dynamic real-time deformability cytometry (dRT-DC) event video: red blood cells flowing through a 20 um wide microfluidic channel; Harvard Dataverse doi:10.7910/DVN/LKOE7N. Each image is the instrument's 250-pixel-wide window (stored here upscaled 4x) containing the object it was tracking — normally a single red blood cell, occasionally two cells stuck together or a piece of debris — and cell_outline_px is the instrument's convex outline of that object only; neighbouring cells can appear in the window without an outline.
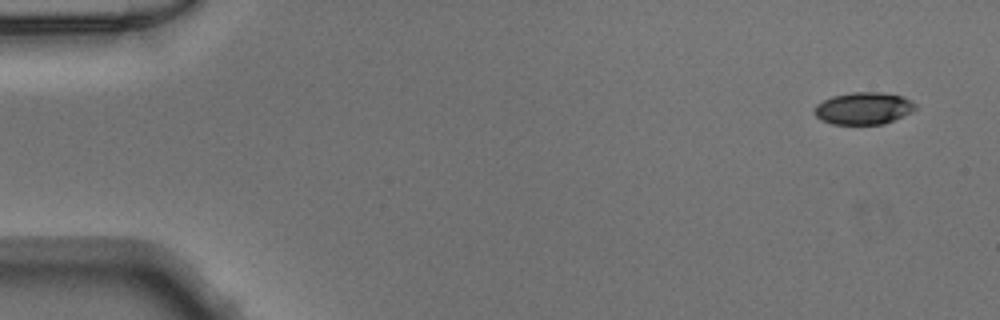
{"species": "Egyptian fruit bat (a non-hibernating species)", "species_latin": "Rousettus aegyptiacus", "temperature_condition": "warm", "stored_images_in_passage": 48, "camera_frame_rate_fps": 3000, "um_per_image_px": 0.085, "animal": {"sex": "male"}, "frame": {"image": 1, "passage_image": 1, "time_ms": 0.0, "image_size_px": [1000, 320], "cell_outline_px": [[916, 108], [912, 112], [884, 124], [832, 124], [820, 120], [816, 116], [816, 104], [832, 96], [852, 92], [880, 92], [904, 96], [912, 100], [916, 104]], "centroid_in_image_um": [73.43, 9.2], "position_along_channel_um": 11.6, "area_um2": 18.96}}
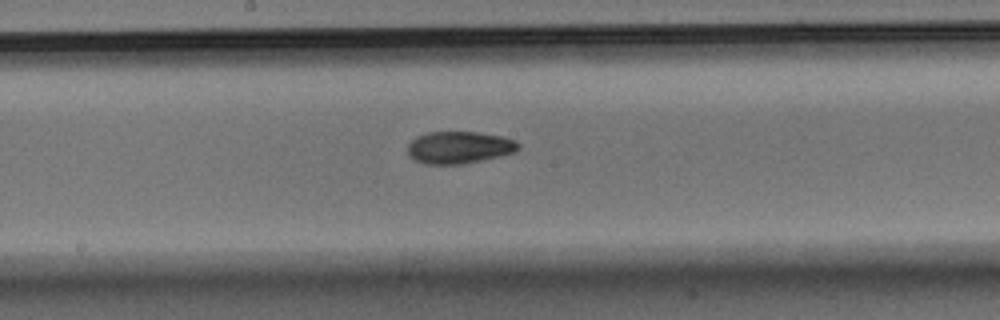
{"frame": {"image": 2, "passage_image": 25, "time_ms": 8.0, "image_size_px": [1000, 320], "cell_outline_px": [[520, 148], [516, 152], [500, 156], [464, 164], [424, 164], [416, 160], [408, 152], [408, 144], [416, 136], [428, 132], [476, 132], [500, 136], [516, 140], [520, 144]], "centroid_in_image_um": [39.06, 12.53], "position_along_channel_um": 209.1, "area_um2": 20.75}}
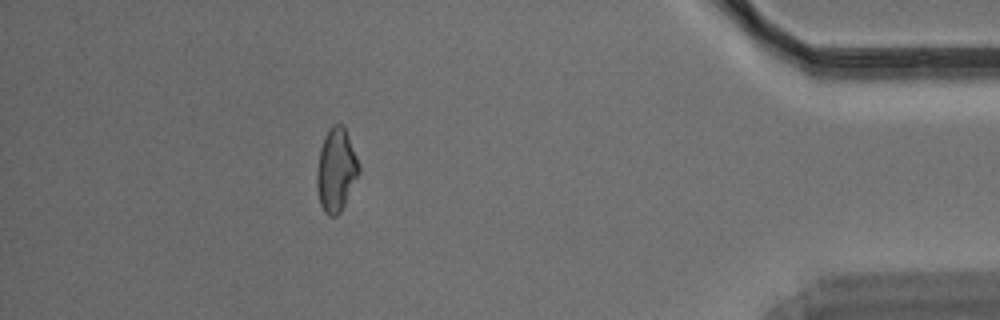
{"frame": {"image": 3, "passage_image": 43, "time_ms": 14.0, "image_size_px": [1000, 320], "cell_outline_px": [[360, 172], [340, 212], [336, 216], [328, 216], [324, 212], [320, 204], [316, 184], [316, 172], [320, 148], [324, 136], [328, 128], [332, 124], [344, 124], [360, 164]], "centroid_in_image_um": [28.57, 14.41], "position_along_channel_um": 406.6, "area_um2": 20.63}}